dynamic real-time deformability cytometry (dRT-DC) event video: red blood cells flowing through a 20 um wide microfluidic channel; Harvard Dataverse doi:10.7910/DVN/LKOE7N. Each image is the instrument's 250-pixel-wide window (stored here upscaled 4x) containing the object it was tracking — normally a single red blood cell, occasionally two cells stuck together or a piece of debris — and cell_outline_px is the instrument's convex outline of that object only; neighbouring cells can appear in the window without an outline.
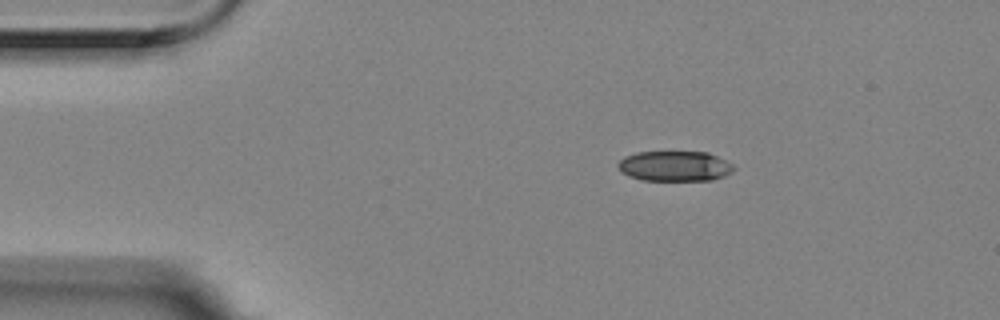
{"species": "Egyptian fruit bat (a non-hibernating species)", "species_latin": "Rousettus aegyptiacus", "temperature_condition": "room temperature", "stored_images_in_passage": 3, "camera_frame_rate_fps": 3000, "um_per_image_px": 0.085, "animal": {"sex": "female"}, "frame": {"image": 1, "passage_image": 1, "time_ms": 0.0, "image_size_px": [1000, 320], "cell_outline_px": [[736, 168], [732, 172], [724, 176], [712, 180], [640, 180], [628, 176], [620, 172], [616, 164], [624, 156], [636, 152], [708, 152], [732, 164]], "centroid_in_image_um": [57.31, 14.12], "position_along_channel_um": 27.7, "area_um2": 20.52}}